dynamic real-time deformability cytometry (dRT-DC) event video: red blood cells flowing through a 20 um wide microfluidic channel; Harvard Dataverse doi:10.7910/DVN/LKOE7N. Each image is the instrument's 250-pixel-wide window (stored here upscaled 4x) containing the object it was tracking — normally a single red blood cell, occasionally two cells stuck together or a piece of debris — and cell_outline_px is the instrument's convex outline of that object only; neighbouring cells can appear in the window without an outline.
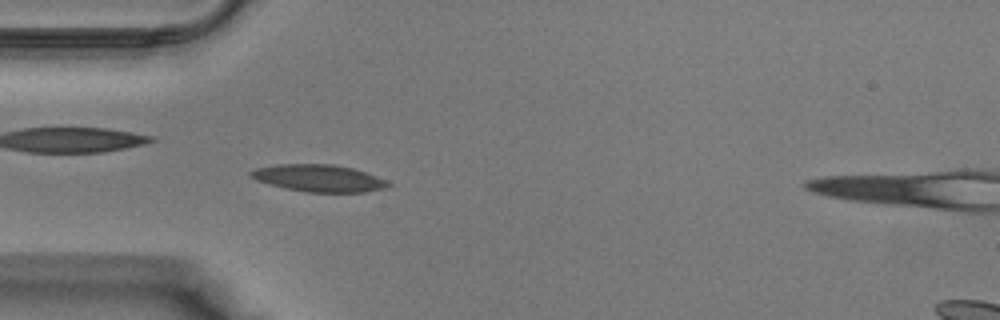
{"species": "Egyptian fruit bat (a non-hibernating species)", "species_latin": "Rousettus aegyptiacus", "temperature_condition": "warm", "stored_images_in_passage": 38, "camera_frame_rate_fps": 3000, "um_per_image_px": 0.085, "animal": {"sex": "male"}, "frame": {"image": 1, "passage_image": 11, "time_ms": 3.333, "image_size_px": [1000, 320], "cell_outline_px": [[392, 184], [388, 188], [364, 192], [308, 192], [284, 188], [256, 180], [248, 176], [248, 172], [256, 168], [280, 164], [332, 164], [352, 168], [388, 180]], "centroid_in_image_um": [27.11, 15.15], "position_along_channel_um": 57.9, "area_um2": 21.73}}
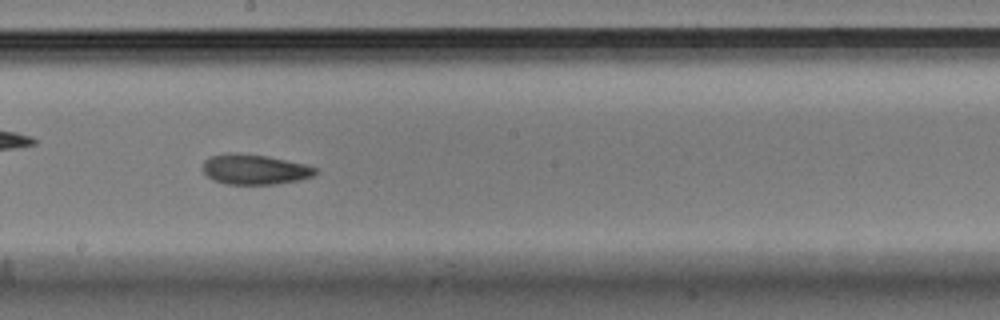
{"frame": {"image": 2, "passage_image": 21, "time_ms": 6.667, "image_size_px": [1000, 320], "cell_outline_px": [[320, 172], [312, 176], [300, 180], [276, 184], [224, 184], [212, 180], [200, 168], [204, 160], [208, 156], [228, 152], [236, 152], [268, 156], [304, 164], [320, 168]], "centroid_in_image_um": [21.62, 14.39], "position_along_channel_um": 226.6, "area_um2": 20.29}}
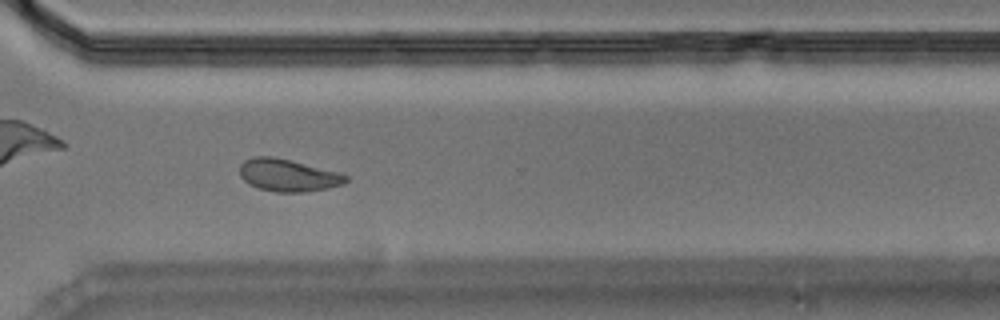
{"frame": {"image": 3, "passage_image": 28, "time_ms": 9.0, "image_size_px": [1000, 320], "cell_outline_px": [[348, 180], [344, 184], [328, 188], [304, 192], [276, 192], [260, 188], [248, 184], [240, 176], [240, 164], [244, 160], [252, 156], [272, 156], [336, 172], [348, 176]], "centroid_in_image_um": [24.44, 14.9], "position_along_channel_um": 346.2, "area_um2": 19.77}}